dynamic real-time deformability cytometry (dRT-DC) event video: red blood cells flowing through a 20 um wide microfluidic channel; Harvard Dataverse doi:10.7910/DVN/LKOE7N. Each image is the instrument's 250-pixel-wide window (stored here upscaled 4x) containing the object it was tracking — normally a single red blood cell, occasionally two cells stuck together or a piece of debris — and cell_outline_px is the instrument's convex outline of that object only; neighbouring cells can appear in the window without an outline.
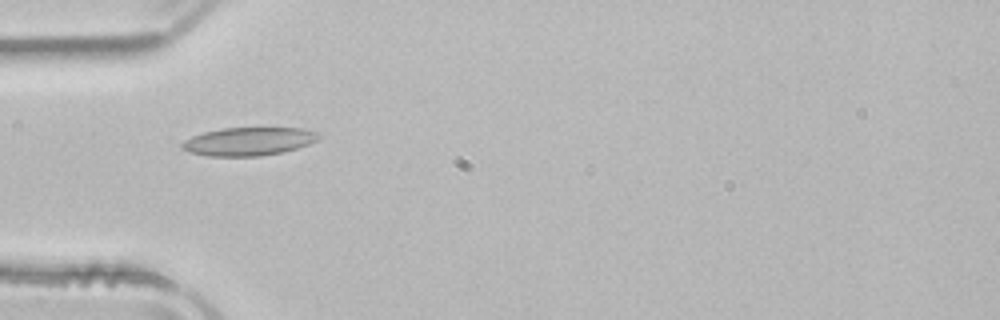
{"species": "common noctule bat (a hibernating species)", "species_latin": "Nyctalus noctula", "temperature_condition": "room temperature", "stored_images_in_passage": 36, "camera_frame_rate_fps": 3000, "um_per_image_px": 0.085, "animal": {"sex": "male", "body_mass_g": 21.5, "forearm_length_mm": 52.0}, "frame": {"image": 1, "passage_image": 1, "time_ms": 0.0, "image_size_px": [1000, 320], "cell_outline_px": [[320, 136], [316, 140], [308, 144], [284, 152], [260, 156], [208, 156], [188, 152], [180, 148], [180, 144], [184, 140], [192, 136], [204, 132], [224, 128], [304, 128], [316, 132]], "centroid_in_image_um": [21.09, 12.02], "position_along_channel_um": 63.9, "area_um2": 22.48}}
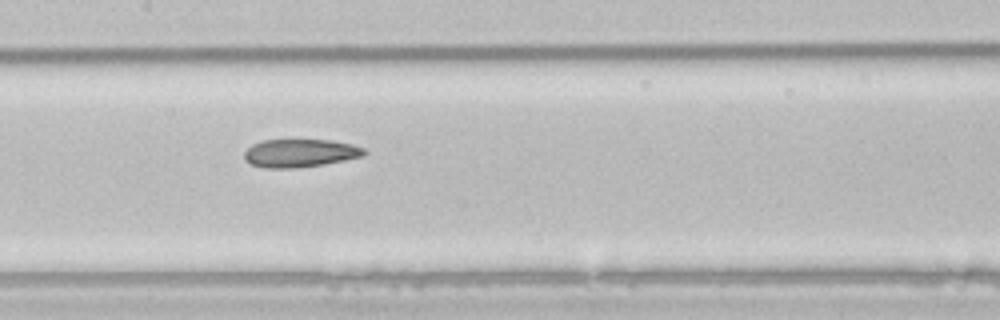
{"frame": {"image": 2, "passage_image": 10, "time_ms": 3.0, "image_size_px": [1000, 320], "cell_outline_px": [[368, 152], [364, 156], [324, 164], [296, 168], [264, 168], [252, 164], [244, 160], [244, 152], [252, 144], [264, 140], [332, 140], [352, 144], [364, 148]], "centroid_in_image_um": [25.51, 13.01], "position_along_channel_um": 181.9, "area_um2": 19.71}}
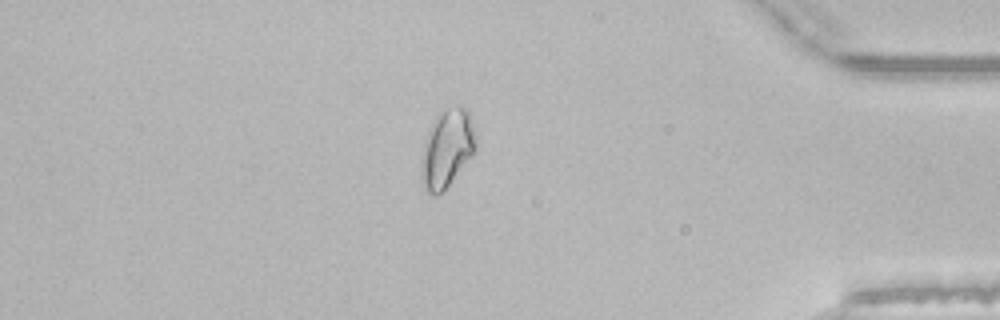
{"frame": {"image": 3, "passage_image": 29, "time_ms": 9.333, "image_size_px": [1000, 320], "cell_outline_px": [[476, 152], [444, 192], [436, 196], [432, 196], [424, 188], [420, 180], [420, 160], [428, 128], [436, 116], [444, 108], [460, 104], [468, 108], [476, 136]], "centroid_in_image_um": [37.99, 12.63], "position_along_channel_um": 397.2, "area_um2": 25.78}, "authors_computed_cell_mechanics": {"area_um2": 20.6924, "velocity_mm_per_s": 3.954, "shape_relaxation_time_tau1_ms": null, "shape_relaxation_time_tau2_ms": 5.5154, "deformation_change_tau1": null, "deformation_change_tau2": 0.1368}}